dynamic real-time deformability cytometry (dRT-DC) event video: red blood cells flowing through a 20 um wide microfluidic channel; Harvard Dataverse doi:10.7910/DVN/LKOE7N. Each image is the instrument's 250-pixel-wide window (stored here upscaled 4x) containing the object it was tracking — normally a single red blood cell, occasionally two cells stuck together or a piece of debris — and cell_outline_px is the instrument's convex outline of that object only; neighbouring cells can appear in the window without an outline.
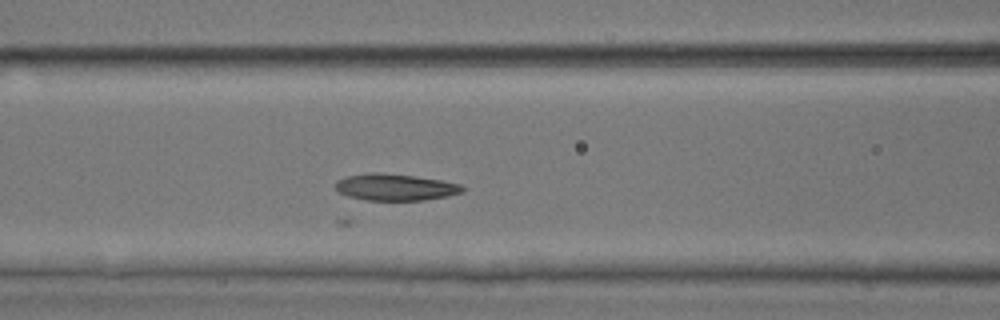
{"species": "common noctule bat (a hibernating species)", "species_latin": "Nyctalus noctula", "temperature_condition": "room temperature", "stored_images_in_passage": 16, "camera_frame_rate_fps": 3000, "um_per_image_px": 0.085, "animal": {"sex": "male", "body_mass_g": 17.9, "forearm_length_mm": 54.2}, "frame": {"image": 1, "passage_image": 6, "time_ms": 1.667, "image_size_px": [1000, 320], "cell_outline_px": [[464, 192], [448, 196], [424, 200], [368, 200], [348, 196], [340, 192], [336, 188], [336, 180], [344, 176], [368, 172], [376, 172], [416, 176], [440, 180], [460, 184], [464, 188]], "centroid_in_image_um": [33.59, 15.9], "position_along_channel_um": 133.0, "area_um2": 19.77}}
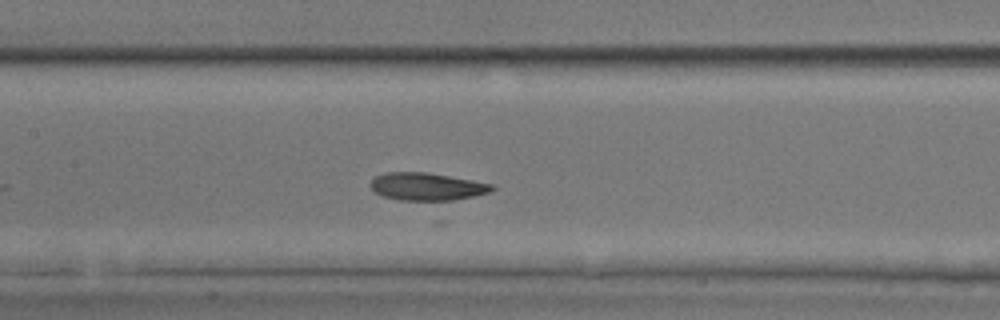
{"frame": {"image": 2, "passage_image": 9, "time_ms": 2.667, "image_size_px": [1000, 320], "cell_outline_px": [[496, 188], [488, 192], [476, 196], [444, 204], [436, 204], [400, 200], [384, 196], [376, 192], [372, 188], [372, 180], [376, 176], [388, 172], [424, 172], [472, 180], [492, 184]], "centroid_in_image_um": [36.36, 15.93], "position_along_channel_um": 171.0, "area_um2": 20.29}}